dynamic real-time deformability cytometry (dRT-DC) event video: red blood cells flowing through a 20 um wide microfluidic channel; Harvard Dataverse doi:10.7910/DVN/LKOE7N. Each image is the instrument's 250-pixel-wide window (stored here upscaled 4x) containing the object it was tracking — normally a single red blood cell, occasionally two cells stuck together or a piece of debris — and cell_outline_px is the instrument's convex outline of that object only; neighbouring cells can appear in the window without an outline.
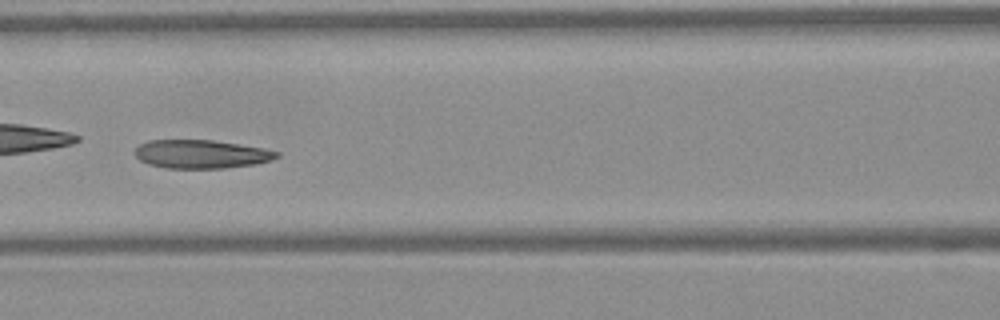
{"species": "Egyptian fruit bat (a non-hibernating species)", "species_latin": "Rousettus aegyptiacus", "temperature_condition": "warm", "stored_images_in_passage": 39, "camera_frame_rate_fps": 3000, "um_per_image_px": 0.085, "frame": {"image": 1, "passage_image": 12, "time_ms": 3.667, "image_size_px": [1000, 320], "cell_outline_px": [[280, 156], [272, 160], [256, 164], [224, 168], [164, 168], [148, 164], [140, 160], [136, 156], [136, 148], [140, 144], [148, 140], [212, 140], [264, 148], [280, 152]], "centroid_in_image_um": [17.13, 13.1], "position_along_channel_um": 149.5, "area_um2": 23.58}, "authors_computed_cell_mechanics": {"area_um2": 24.3338, "velocity_mm_per_s": 4.1167, "shape_relaxation_time_tau1_ms": 4.8814, "shape_relaxation_time_tau2_ms": 1.9931, "deformation_change_tau1": 0.1396, "deformation_change_tau2": 0.0752}}